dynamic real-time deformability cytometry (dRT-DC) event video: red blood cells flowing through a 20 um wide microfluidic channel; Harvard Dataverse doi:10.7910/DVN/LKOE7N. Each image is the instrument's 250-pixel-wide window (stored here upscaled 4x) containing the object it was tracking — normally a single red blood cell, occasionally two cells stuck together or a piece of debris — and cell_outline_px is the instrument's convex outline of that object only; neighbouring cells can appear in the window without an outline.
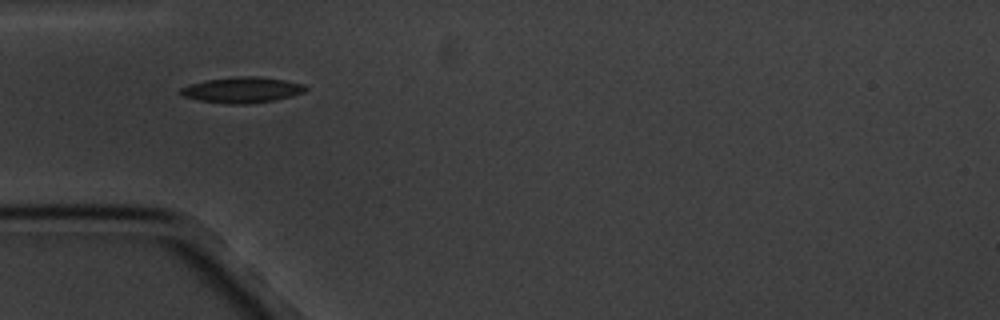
{"species": "common noctule bat (a hibernating species)", "species_latin": "Nyctalus noctula", "temperature_condition": "cold", "stored_images_in_passage": 2, "camera_frame_rate_fps": 3000, "um_per_image_px": 0.085, "animal": {"sex": "male", "body_mass_g": 20.1, "forearm_length_mm": 53.5}, "frame": {"image": 1, "passage_image": 1, "time_ms": 0.0, "image_size_px": [1000, 320], "cell_outline_px": [[308, 88], [304, 92], [292, 96], [276, 100], [248, 104], [224, 104], [200, 100], [180, 96], [180, 88], [192, 84], [208, 80], [240, 76], [256, 76], [284, 80], [304, 84]], "centroid_in_image_um": [20.6, 7.66], "position_along_channel_um": 64.4, "area_um2": 18.73}}
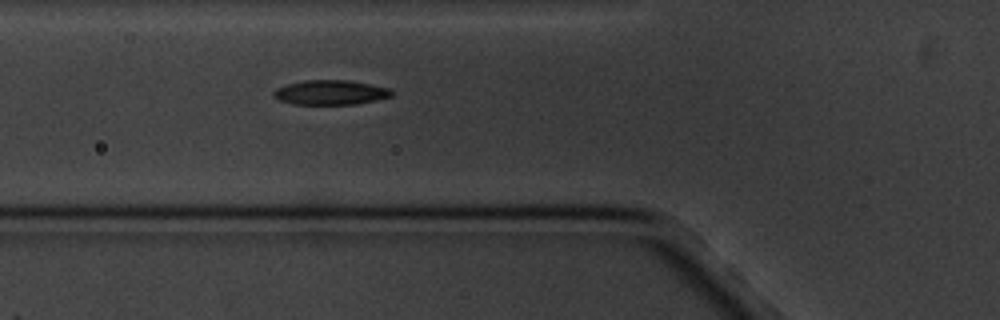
{"frame": {"image": 2, "passage_image": 2, "time_ms": 1.0, "image_size_px": [1000, 320], "cell_outline_px": [[396, 92], [392, 96], [376, 100], [356, 104], [292, 104], [280, 100], [272, 96], [272, 92], [276, 88], [288, 84], [304, 80], [348, 80], [388, 88]], "centroid_in_image_um": [28.09, 7.86], "position_along_channel_um": 97.7, "area_um2": 16.94}}